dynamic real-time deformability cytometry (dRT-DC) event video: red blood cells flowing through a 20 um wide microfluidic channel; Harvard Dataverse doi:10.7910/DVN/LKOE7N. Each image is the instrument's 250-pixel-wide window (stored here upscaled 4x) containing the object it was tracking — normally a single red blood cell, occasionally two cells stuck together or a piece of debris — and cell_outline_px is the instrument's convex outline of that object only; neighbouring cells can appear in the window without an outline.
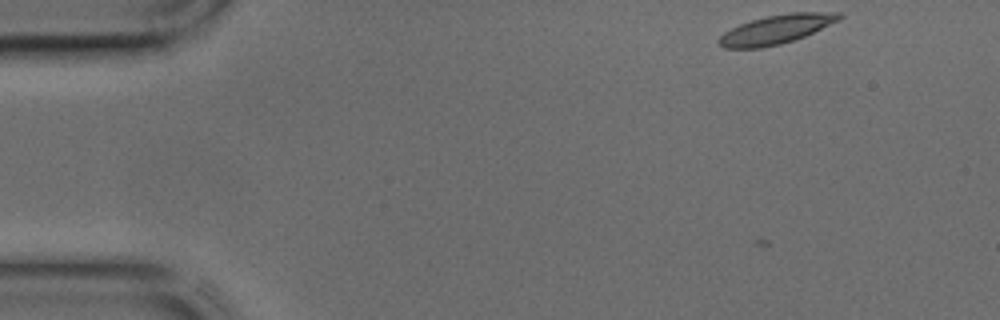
{"species": "common noctule bat (a hibernating species)", "species_latin": "Nyctalus noctula", "temperature_condition": "cold", "stored_images_in_passage": 40, "camera_frame_rate_fps": 3000, "um_per_image_px": 0.085, "animal": {"sex": "male", "body_mass_g": 17.9, "forearm_length_mm": 54.2}, "frame": {"image": 1, "passage_image": 1, "time_ms": 0.0, "image_size_px": [1000, 320], "cell_outline_px": [[844, 16], [840, 20], [804, 36], [780, 44], [760, 48], [724, 48], [716, 40], [724, 32], [740, 24], [752, 20], [768, 16], [792, 12], [840, 12]], "centroid_in_image_um": [65.99, 2.49], "position_along_channel_um": 19.0, "area_um2": 20.11}}
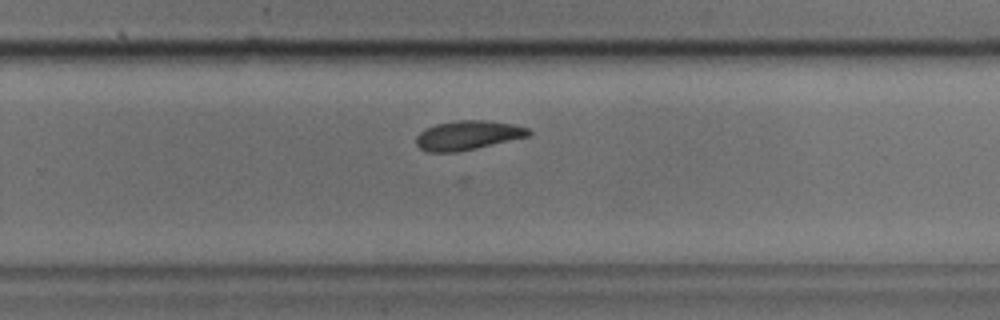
{"frame": {"image": 2, "passage_image": 25, "time_ms": 8.0, "image_size_px": [1000, 320], "cell_outline_px": [[532, 132], [528, 136], [476, 148], [456, 152], [428, 152], [420, 148], [416, 144], [416, 136], [424, 128], [436, 124], [456, 120], [488, 120], [512, 124], [528, 128]], "centroid_in_image_um": [39.73, 11.49], "position_along_channel_um": 290.1, "area_um2": 19.13}}
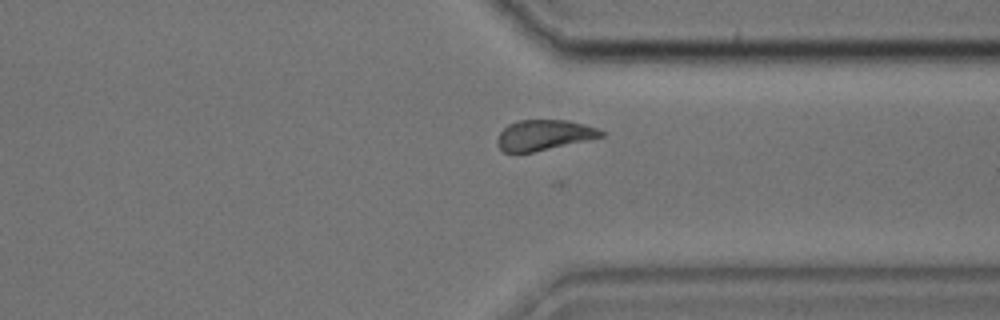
{"frame": {"image": 3, "passage_image": 30, "time_ms": 9.667, "image_size_px": [1000, 320], "cell_outline_px": [[604, 136], [588, 140], [532, 152], [504, 152], [496, 144], [496, 140], [500, 132], [508, 124], [520, 120], [568, 120], [584, 124], [596, 128], [604, 132]], "centroid_in_image_um": [46.22, 11.47], "position_along_channel_um": 365.2, "area_um2": 18.26}}